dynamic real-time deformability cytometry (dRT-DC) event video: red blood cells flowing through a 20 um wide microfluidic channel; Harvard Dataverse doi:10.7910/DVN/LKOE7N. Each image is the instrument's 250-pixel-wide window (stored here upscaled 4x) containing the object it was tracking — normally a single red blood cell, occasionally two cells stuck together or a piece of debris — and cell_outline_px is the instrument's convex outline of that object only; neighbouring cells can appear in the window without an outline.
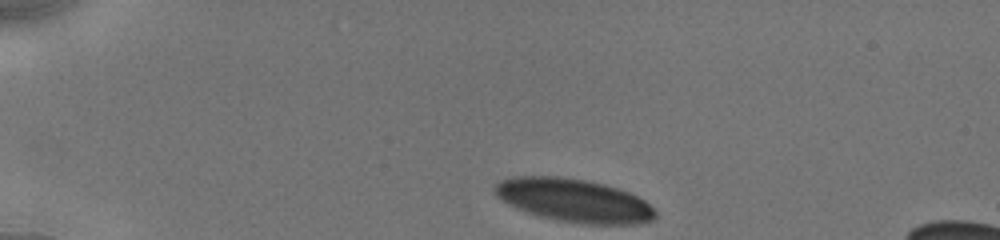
{"species": "human", "species_latin": "Homo sapiens", "temperature_condition": "cold", "stored_images_in_passage": 59, "camera_frame_rate_fps": 3000, "um_per_image_px": 0.085, "donor": {"sex": "male"}, "frame": {"image": 1, "passage_image": 1, "time_ms": 0.0, "image_size_px": [1000, 240], "cell_outline_px": [[656, 216], [652, 220], [636, 224], [584, 224], [556, 220], [540, 216], [528, 212], [508, 204], [492, 188], [496, 184], [512, 176], [560, 176], [584, 180], [604, 184], [628, 192], [644, 200], [656, 212]], "centroid_in_image_um": [48.8, 17.04], "position_along_channel_um": 36.2, "area_um2": 40.0}}
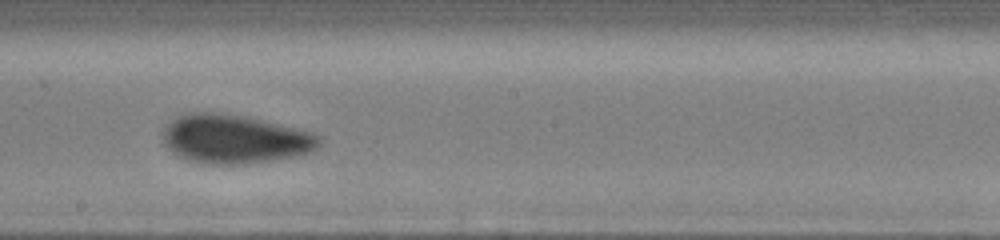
{"frame": {"image": 2, "passage_image": 40, "time_ms": 6.667, "image_size_px": [1000, 240], "cell_outline_px": [[320, 144], [312, 152], [296, 156], [272, 160], [244, 164], [204, 164], [180, 156], [172, 152], [164, 144], [164, 128], [172, 120], [188, 112], [216, 112], [248, 116], [312, 132], [320, 140]], "centroid_in_image_um": [19.96, 11.81], "position_along_channel_um": 228.2, "area_um2": 44.33}}
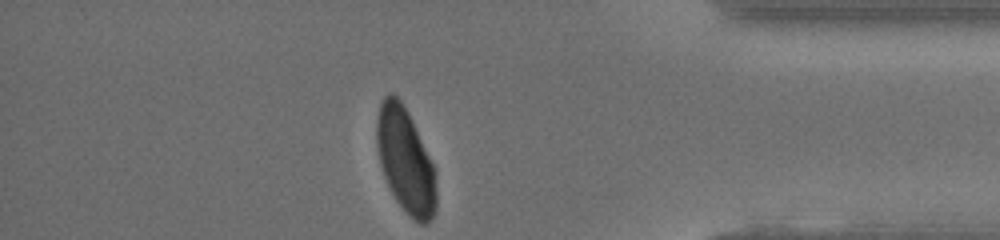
{"frame": {"image": 3, "passage_image": 59, "time_ms": 11.667, "image_size_px": [1000, 240], "cell_outline_px": [[436, 208], [432, 220], [428, 224], [420, 224], [412, 220], [396, 200], [384, 176], [380, 164], [376, 144], [376, 120], [380, 104], [384, 96], [392, 92], [400, 100], [408, 112], [436, 168]], "centroid_in_image_um": [34.48, 13.67], "position_along_channel_um": 400.7, "area_um2": 36.76}, "authors_computed_cell_mechanics": {"area_um2": 42.772, "velocity_mm_per_s": 3.8936, "shape_relaxation_time_tau1_ms": 4.581, "shape_relaxation_time_tau2_ms": 0.6911, "deformation_change_tau1": 0.1335, "deformation_change_tau2": 0.051}}